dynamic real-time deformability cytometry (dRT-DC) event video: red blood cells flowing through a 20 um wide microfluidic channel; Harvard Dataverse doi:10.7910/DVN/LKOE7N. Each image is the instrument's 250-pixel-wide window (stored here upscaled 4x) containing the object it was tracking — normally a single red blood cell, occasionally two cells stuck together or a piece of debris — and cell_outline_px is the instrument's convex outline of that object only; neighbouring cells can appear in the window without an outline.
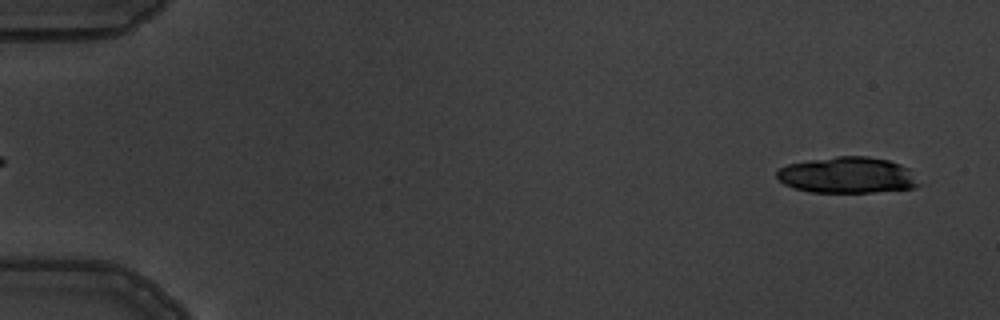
{"species": "common noctule bat (a hibernating species)", "species_latin": "Nyctalus noctula", "temperature_condition": "warm", "stored_images_in_passage": 6, "camera_frame_rate_fps": 3000, "um_per_image_px": 0.085, "animal": {"sex": "male", "body_mass_g": 19.5, "forearm_length_mm": 54.6}, "frame": {"image": 1, "passage_image": 6, "time_ms": 6.667, "image_size_px": [1000, 320], "cell_outline_px": [[920, 184], [916, 188], [872, 192], [812, 192], [792, 188], [784, 184], [776, 176], [776, 172], [780, 168], [788, 164], [836, 156], [868, 156], [888, 160], [900, 164], [908, 168]], "centroid_in_image_um": [72.03, 14.89], "position_along_channel_um": 13.0, "area_um2": 29.82}}